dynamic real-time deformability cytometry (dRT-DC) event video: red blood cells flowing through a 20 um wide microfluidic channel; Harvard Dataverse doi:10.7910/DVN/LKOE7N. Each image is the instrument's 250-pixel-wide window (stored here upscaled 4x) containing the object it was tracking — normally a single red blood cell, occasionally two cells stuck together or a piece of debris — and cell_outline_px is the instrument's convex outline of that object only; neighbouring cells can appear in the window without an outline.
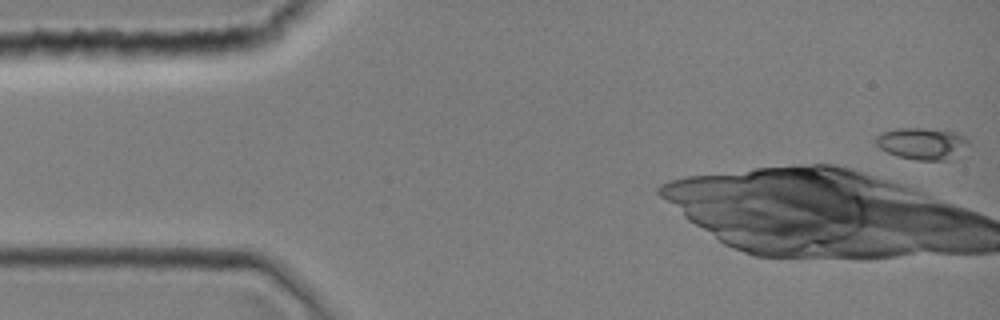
{"species": "common noctule bat (a hibernating species)", "species_latin": "Nyctalus noctula", "temperature_condition": "room temperature", "stored_images_in_passage": 6, "camera_frame_rate_fps": 3000, "um_per_image_px": 0.085, "animal": {"sex": "female", "body_mass_g": 19.0, "forearm_length_mm": 51.5}, "frame": {"image": 1, "passage_image": 1, "time_ms": 0.0, "image_size_px": [1000, 320], "cell_outline_px": [[968, 144], [956, 160], [916, 160], [896, 156], [880, 148], [872, 140], [880, 132], [896, 128], [924, 128], [956, 132], [964, 136], [968, 140]], "centroid_in_image_um": [78.37, 12.21], "position_along_channel_um": 6.6, "area_um2": 17.57}}